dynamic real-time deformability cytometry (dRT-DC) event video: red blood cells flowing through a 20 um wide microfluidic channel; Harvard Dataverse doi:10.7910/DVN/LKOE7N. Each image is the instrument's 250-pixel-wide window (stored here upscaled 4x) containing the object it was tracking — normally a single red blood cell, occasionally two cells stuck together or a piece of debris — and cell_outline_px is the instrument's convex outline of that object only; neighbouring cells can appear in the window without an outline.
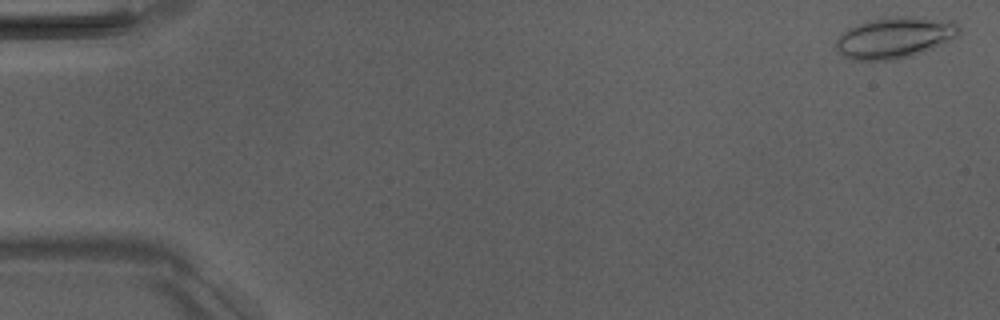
{"species": "Egyptian fruit bat (a non-hibernating species)", "species_latin": "Rousettus aegyptiacus", "temperature_condition": "room temperature", "stored_images_in_passage": 5, "camera_frame_rate_fps": 3000, "um_per_image_px": 0.085, "animal": {"sex": "male"}, "frame": {"image": 1, "passage_image": 1, "time_ms": 0.0, "image_size_px": [1000, 320], "cell_outline_px": [[960, 32], [956, 36], [932, 48], [912, 56], [892, 60], [852, 60], [836, 52], [836, 40], [848, 28], [864, 20], [892, 16], [904, 16], [952, 20], [960, 28]], "centroid_in_image_um": [76.0, 3.19], "position_along_channel_um": 9.0, "area_um2": 29.59}}